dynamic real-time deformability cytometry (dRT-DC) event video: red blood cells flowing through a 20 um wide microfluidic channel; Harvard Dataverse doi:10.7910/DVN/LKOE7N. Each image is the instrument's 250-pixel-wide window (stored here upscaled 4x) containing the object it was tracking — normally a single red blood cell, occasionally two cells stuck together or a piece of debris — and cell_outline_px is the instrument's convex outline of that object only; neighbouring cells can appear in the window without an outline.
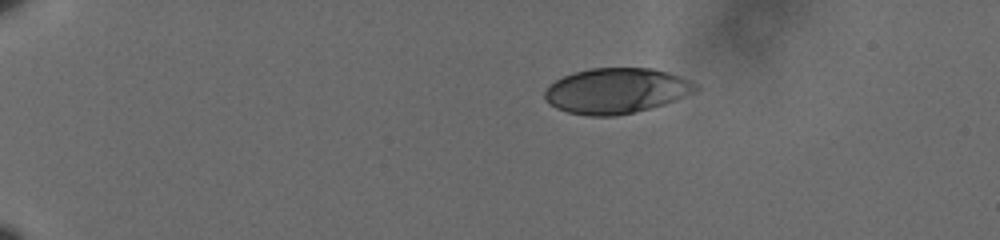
{"species": "human", "species_latin": "Homo sapiens", "temperature_condition": "cold", "stored_images_in_passage": 48, "camera_frame_rate_fps": 3000, "um_per_image_px": 0.085, "donor": {"sex": "male"}, "frame": {"image": 1, "passage_image": 1, "time_ms": 0.0, "image_size_px": [1000, 240], "cell_outline_px": [[700, 88], [684, 96], [664, 104], [616, 116], [588, 116], [568, 112], [556, 108], [548, 104], [544, 96], [544, 92], [548, 84], [564, 76], [588, 68], [652, 68], [668, 72], [680, 76], [696, 84]], "centroid_in_image_um": [52.34, 7.71], "position_along_channel_um": 32.7, "area_um2": 39.77}}
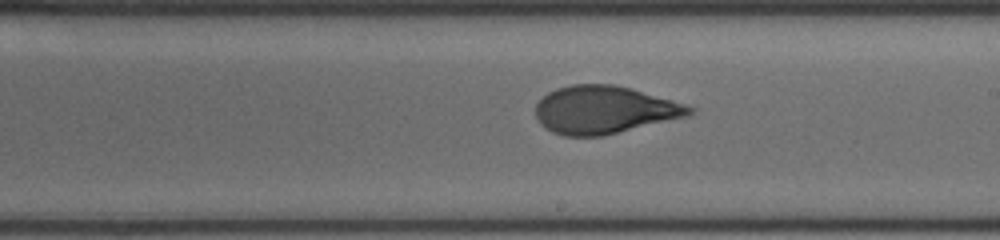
{"frame": {"image": 2, "passage_image": 26, "time_ms": 8.333, "image_size_px": [1000, 240], "cell_outline_px": [[696, 108], [688, 116], [604, 136], [564, 136], [552, 132], [544, 128], [540, 124], [536, 116], [536, 104], [548, 92], [556, 88], [572, 84], [612, 84], [632, 88], [672, 100]], "centroid_in_image_um": [51.35, 9.34], "position_along_channel_um": 237.7, "area_um2": 42.95}}
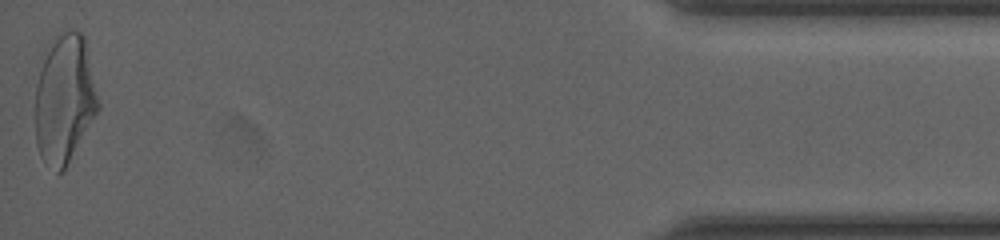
{"frame": {"image": 3, "passage_image": 48, "time_ms": 15.667, "image_size_px": [1000, 240], "cell_outline_px": [[100, 108], [64, 168], [60, 172], [56, 172], [40, 156], [36, 144], [36, 84], [44, 48], [64, 32], [72, 28], [80, 32], [84, 36], [100, 104]], "centroid_in_image_um": [5.47, 8.37], "position_along_channel_um": 429.7, "area_um2": 46.93}, "authors_computed_cell_mechanics": {"area_um2": 42.8298, "velocity_mm_per_s": 3.5922, "shape_relaxation_time_tau1_ms": 4.2117, "shape_relaxation_time_tau2_ms": 0.9478, "deformation_change_tau1": 0.1709, "deformation_change_tau2": 0.0634}}